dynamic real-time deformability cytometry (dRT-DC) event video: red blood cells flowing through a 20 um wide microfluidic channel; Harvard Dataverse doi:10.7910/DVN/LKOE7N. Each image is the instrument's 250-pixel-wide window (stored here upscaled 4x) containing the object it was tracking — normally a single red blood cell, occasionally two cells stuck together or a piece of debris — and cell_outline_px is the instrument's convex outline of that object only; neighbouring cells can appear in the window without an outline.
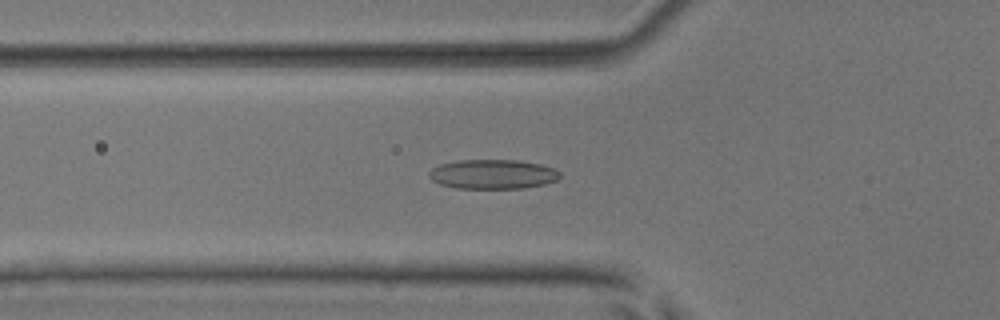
{"species": "common noctule bat (a hibernating species)", "species_latin": "Nyctalus noctula", "temperature_condition": "room temperature", "stored_images_in_passage": 53, "camera_frame_rate_fps": 3000, "um_per_image_px": 0.085, "animal": {"sex": "male", "body_mass_g": 17.9, "forearm_length_mm": 54.2}, "frame": {"image": 1, "passage_image": 19, "time_ms": 6.0, "image_size_px": [1000, 320], "cell_outline_px": [[560, 176], [556, 180], [544, 184], [524, 188], [456, 188], [440, 184], [432, 180], [428, 176], [428, 172], [432, 168], [440, 164], [460, 160], [516, 160], [540, 164], [556, 168], [560, 172]], "centroid_in_image_um": [41.88, 14.8], "position_along_channel_um": 83.9, "area_um2": 22.48}}
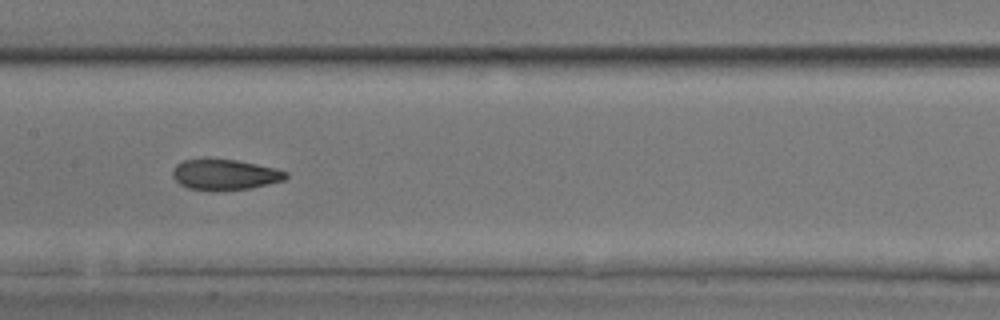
{"frame": {"image": 2, "passage_image": 27, "time_ms": 8.667, "image_size_px": [1000, 320], "cell_outline_px": [[288, 176], [284, 180], [252, 188], [188, 188], [180, 184], [172, 176], [172, 172], [176, 164], [184, 160], [236, 160], [276, 168], [288, 172]], "centroid_in_image_um": [19.15, 14.81], "position_along_channel_um": 188.2, "area_um2": 19.31}}
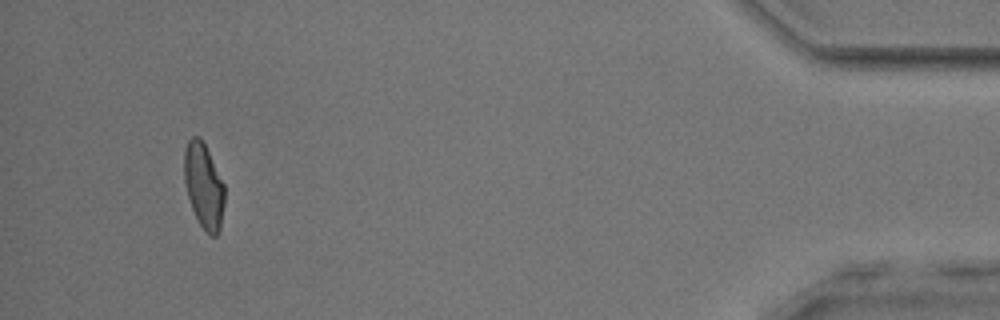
{"frame": {"image": 3, "passage_image": 50, "time_ms": 16.333, "image_size_px": [1000, 320], "cell_outline_px": [[224, 204], [220, 228], [216, 236], [212, 236], [200, 224], [192, 208], [188, 196], [184, 180], [184, 152], [188, 140], [192, 136], [200, 136], [224, 184]], "centroid_in_image_um": [17.31, 15.77], "position_along_channel_um": 417.9, "area_um2": 19.65}, "authors_computed_cell_mechanics": {"area_um2": 20.6924, "velocity_mm_per_s": 3.9003, "shape_relaxation_time_tau1_ms": 9.7998, "shape_relaxation_time_tau2_ms": 1.6513, "deformation_change_tau1": 0.2411, "deformation_change_tau2": 0.0826}}